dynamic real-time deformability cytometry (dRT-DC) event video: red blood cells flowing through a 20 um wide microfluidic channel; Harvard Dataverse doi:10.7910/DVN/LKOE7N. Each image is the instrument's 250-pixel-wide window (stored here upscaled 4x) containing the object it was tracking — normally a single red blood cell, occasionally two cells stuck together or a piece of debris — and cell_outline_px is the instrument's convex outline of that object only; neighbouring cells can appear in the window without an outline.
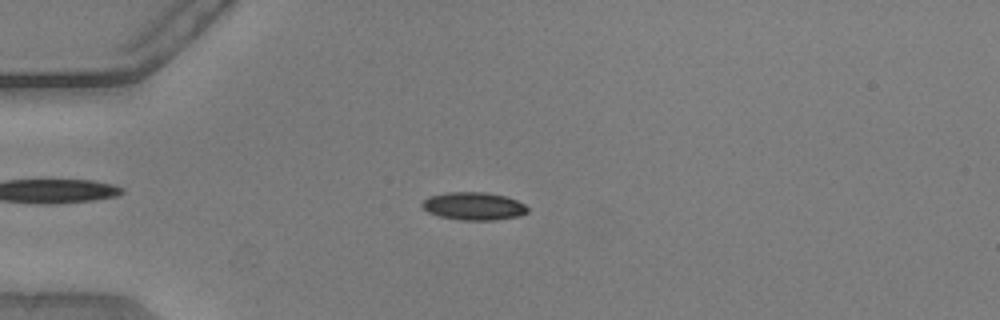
{"species": "common noctule bat (a hibernating species)", "species_latin": "Nyctalus noctula", "temperature_condition": "warm", "stored_images_in_passage": 53, "camera_frame_rate_fps": 3000, "um_per_image_px": 0.085, "animal": {"sex": "male", "body_mass_g": 20.5, "forearm_length_mm": 52.5}, "frame": {"image": 1, "passage_image": 14, "time_ms": 4.333, "image_size_px": [1000, 320], "cell_outline_px": [[528, 212], [520, 216], [492, 220], [460, 220], [440, 216], [428, 212], [420, 204], [428, 196], [448, 192], [484, 192], [504, 196], [516, 200], [524, 204], [528, 208]], "centroid_in_image_um": [40.25, 17.52], "position_along_channel_um": 44.7, "area_um2": 17.05}}
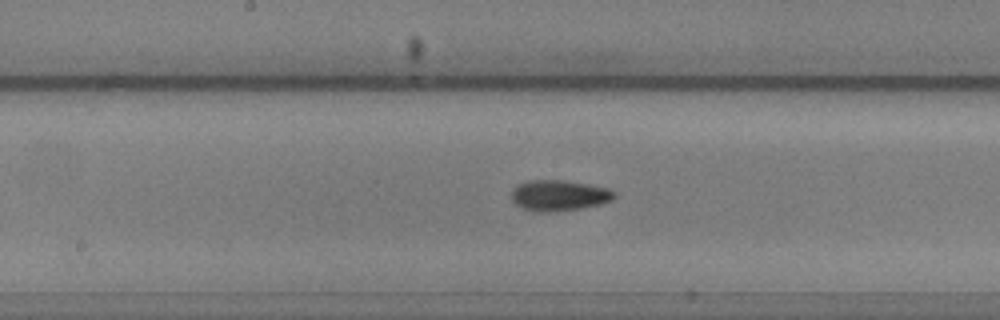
{"frame": {"image": 2, "passage_image": 28, "time_ms": 9.0, "image_size_px": [1000, 320], "cell_outline_px": [[616, 196], [612, 200], [600, 204], [580, 208], [548, 212], [540, 212], [524, 208], [516, 204], [512, 200], [512, 188], [528, 180], [560, 180], [588, 184], [608, 188], [616, 192]], "centroid_in_image_um": [47.53, 16.6], "position_along_channel_um": 200.7, "area_um2": 18.26}}
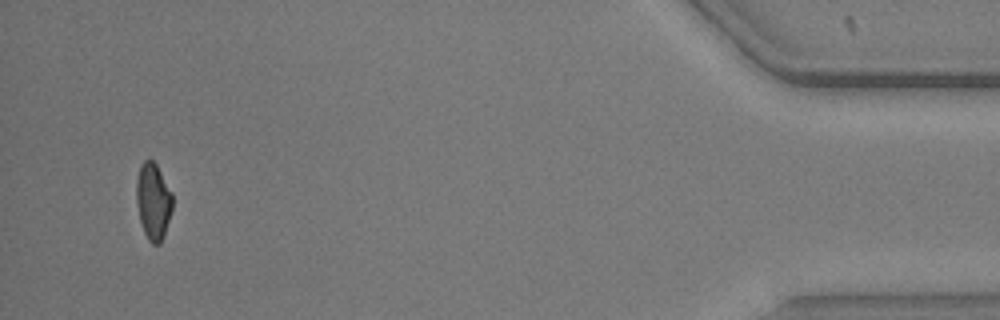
{"frame": {"image": 3, "passage_image": 51, "time_ms": 16.667, "image_size_px": [1000, 320], "cell_outline_px": [[172, 208], [160, 244], [152, 244], [148, 240], [144, 232], [140, 220], [136, 204], [136, 180], [140, 164], [144, 160], [152, 160], [156, 164], [172, 192]], "centroid_in_image_um": [13.0, 17.08], "position_along_channel_um": 422.2, "area_um2": 16.01}, "authors_computed_cell_mechanics": {"area_um2": 16.762, "velocity_mm_per_s": 3.8479, "shape_relaxation_time_tau1_ms": 3.8748, "shape_relaxation_time_tau2_ms": 3.874, "deformation_change_tau1": 0.1523, "deformation_change_tau2": 0.1006}}